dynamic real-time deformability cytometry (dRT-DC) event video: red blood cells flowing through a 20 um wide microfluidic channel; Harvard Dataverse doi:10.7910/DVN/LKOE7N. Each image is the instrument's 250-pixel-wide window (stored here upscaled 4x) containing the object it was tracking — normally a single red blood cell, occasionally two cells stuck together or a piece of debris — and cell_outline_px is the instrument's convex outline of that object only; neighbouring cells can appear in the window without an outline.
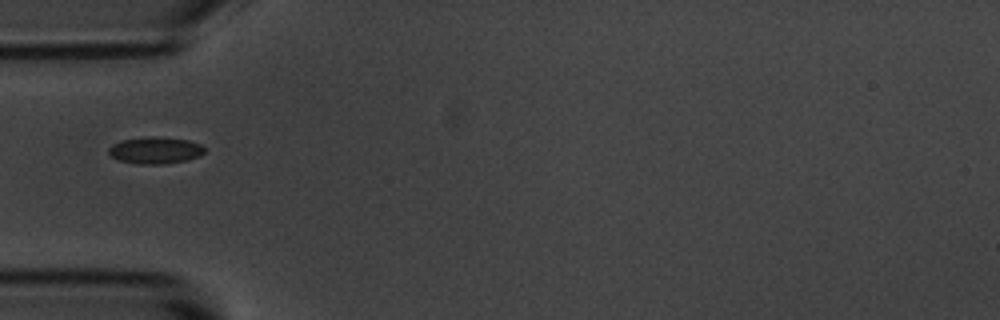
{"species": "common noctule bat (a hibernating species)", "species_latin": "Nyctalus noctula", "temperature_condition": "room temperature", "stored_images_in_passage": 8, "camera_frame_rate_fps": 3000, "um_per_image_px": 0.085, "animal": {"sex": "male", "body_mass_g": 20.1, "forearm_length_mm": 53.5}, "frame": {"image": 1, "passage_image": 6, "time_ms": 6.0, "image_size_px": [1000, 320], "cell_outline_px": [[204, 152], [200, 156], [188, 160], [164, 164], [140, 164], [116, 160], [108, 152], [108, 148], [112, 144], [120, 140], [152, 136], [156, 136], [188, 140], [200, 144], [204, 148]], "centroid_in_image_um": [13.18, 12.78], "position_along_channel_um": 71.8, "area_um2": 15.09}}
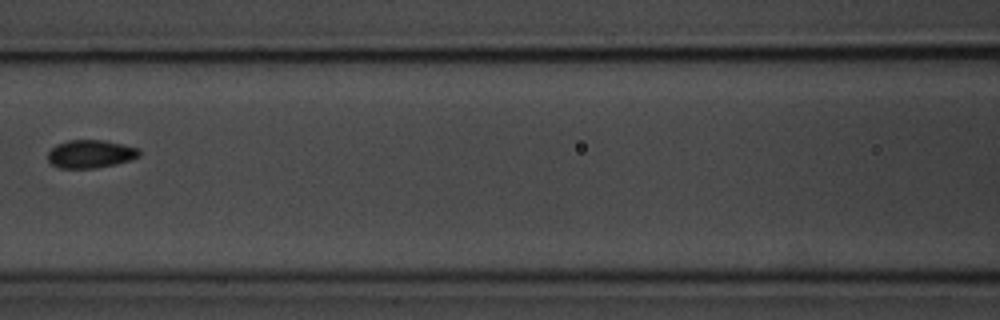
{"frame": {"image": 2, "passage_image": 8, "time_ms": 8.333, "image_size_px": [1000, 320], "cell_outline_px": [[140, 156], [132, 160], [116, 164], [96, 168], [60, 168], [52, 164], [48, 160], [48, 152], [56, 144], [68, 140], [104, 140], [140, 148]], "centroid_in_image_um": [7.72, 13.08], "position_along_channel_um": 158.9, "area_um2": 15.09}}